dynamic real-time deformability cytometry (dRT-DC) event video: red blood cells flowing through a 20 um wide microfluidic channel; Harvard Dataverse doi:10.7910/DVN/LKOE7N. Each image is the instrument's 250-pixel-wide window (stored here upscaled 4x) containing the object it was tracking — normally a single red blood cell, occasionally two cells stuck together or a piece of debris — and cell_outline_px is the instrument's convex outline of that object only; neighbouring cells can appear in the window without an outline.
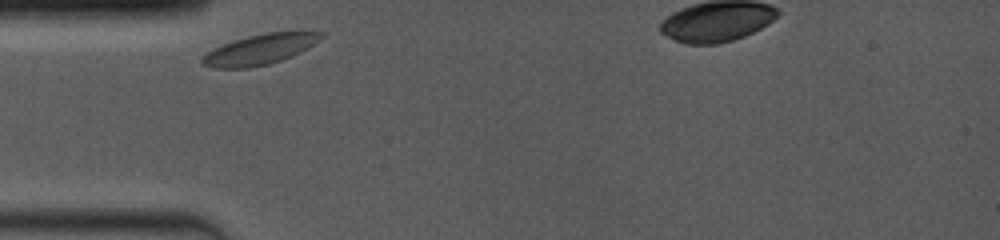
{"species": "common noctule bat (a hibernating species)", "species_latin": "Nyctalus noctula", "temperature_condition": "room temperature", "stored_images_in_passage": 22, "camera_frame_rate_fps": 4000, "um_per_image_px": 0.085, "animal": {"sex": "female", "body_mass_g": 19.0, "forearm_length_mm": 53.3}, "frame": {"image": 1, "passage_image": 1, "time_ms": 0.0, "image_size_px": [1000, 240], "cell_outline_px": [[324, 36], [320, 40], [300, 52], [292, 56], [268, 64], [248, 68], [212, 68], [204, 64], [200, 60], [200, 56], [212, 48], [232, 40], [248, 36], [268, 32], [324, 32]], "centroid_in_image_um": [22.03, 4.2], "position_along_channel_um": 63.0, "area_um2": 20.98}}
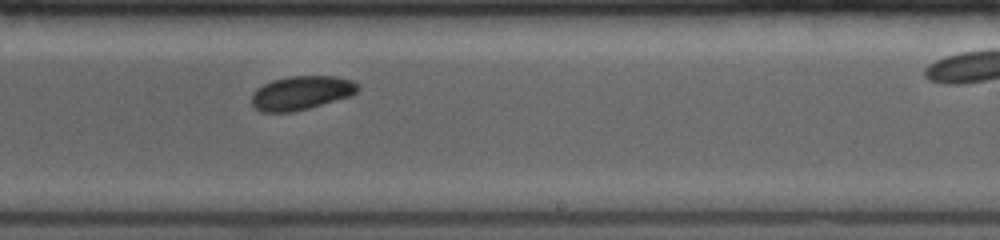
{"frame": {"image": 2, "passage_image": 11, "time_ms": 4.0, "image_size_px": [1000, 240], "cell_outline_px": [[360, 88], [352, 96], [308, 108], [292, 112], [260, 112], [252, 108], [252, 92], [256, 88], [272, 80], [288, 76], [336, 76], [352, 80]], "centroid_in_image_um": [25.58, 7.9], "position_along_channel_um": 263.4, "area_um2": 21.15}}
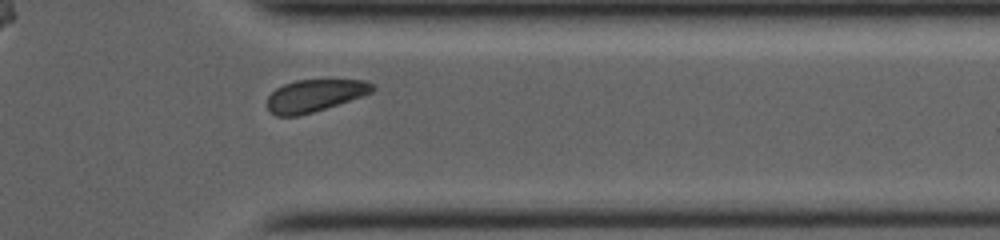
{"frame": {"image": 3, "passage_image": 18, "time_ms": 7.0, "image_size_px": [1000, 240], "cell_outline_px": [[376, 88], [372, 92], [300, 116], [276, 116], [268, 112], [268, 96], [276, 88], [284, 84], [296, 80], [364, 80], [372, 84]], "centroid_in_image_um": [26.7, 8.12], "position_along_channel_um": 384.7, "area_um2": 19.48}}